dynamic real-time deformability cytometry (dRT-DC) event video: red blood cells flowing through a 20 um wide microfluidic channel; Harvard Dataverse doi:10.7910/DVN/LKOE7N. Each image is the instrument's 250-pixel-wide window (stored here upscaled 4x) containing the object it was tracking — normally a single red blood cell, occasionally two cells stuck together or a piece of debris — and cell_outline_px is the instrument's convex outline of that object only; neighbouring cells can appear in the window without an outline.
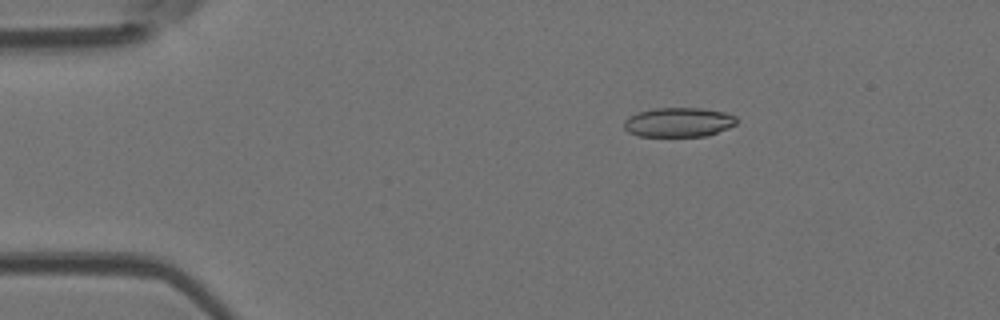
{"species": "Egyptian fruit bat (a non-hibernating species)", "species_latin": "Rousettus aegyptiacus", "temperature_condition": "room temperature", "stored_images_in_passage": 4, "camera_frame_rate_fps": 3000, "um_per_image_px": 0.085, "animal": {"sex": "female"}, "frame": {"image": 1, "passage_image": 3, "time_ms": 0.667, "image_size_px": [1000, 320], "cell_outline_px": [[736, 124], [728, 128], [708, 136], [640, 136], [628, 132], [624, 128], [624, 120], [628, 116], [636, 112], [656, 108], [700, 108], [724, 112], [736, 116]], "centroid_in_image_um": [57.66, 10.39], "position_along_channel_um": 27.3, "area_um2": 19.36}}